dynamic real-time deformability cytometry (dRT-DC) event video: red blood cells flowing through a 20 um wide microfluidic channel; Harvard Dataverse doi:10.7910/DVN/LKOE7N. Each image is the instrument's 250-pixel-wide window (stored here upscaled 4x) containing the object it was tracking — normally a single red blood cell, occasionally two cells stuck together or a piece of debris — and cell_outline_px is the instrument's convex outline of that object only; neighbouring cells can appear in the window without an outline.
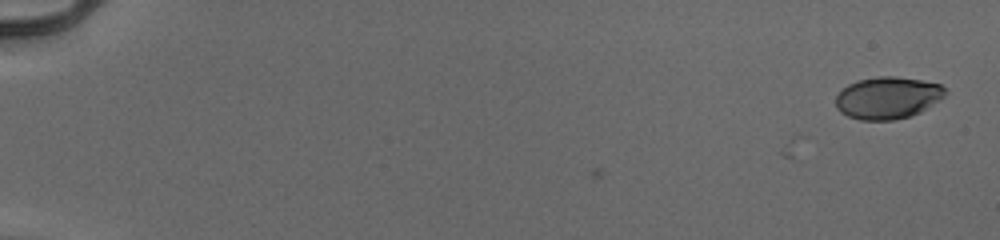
{"species": "human", "species_latin": "Homo sapiens", "temperature_condition": "cold", "stored_images_in_passage": 4, "camera_frame_rate_fps": 3000, "um_per_image_px": 0.085, "donor": {"sex": "male"}, "frame": {"image": 1, "passage_image": 1, "time_ms": 0.0, "image_size_px": [1000, 240], "cell_outline_px": [[948, 92], [944, 96], [920, 112], [908, 116], [892, 120], [860, 120], [848, 116], [840, 112], [836, 108], [836, 96], [848, 84], [856, 80], [876, 76], [896, 76], [920, 80], [940, 84]], "centroid_in_image_um": [75.42, 8.3], "position_along_channel_um": 9.6, "area_um2": 26.76}}